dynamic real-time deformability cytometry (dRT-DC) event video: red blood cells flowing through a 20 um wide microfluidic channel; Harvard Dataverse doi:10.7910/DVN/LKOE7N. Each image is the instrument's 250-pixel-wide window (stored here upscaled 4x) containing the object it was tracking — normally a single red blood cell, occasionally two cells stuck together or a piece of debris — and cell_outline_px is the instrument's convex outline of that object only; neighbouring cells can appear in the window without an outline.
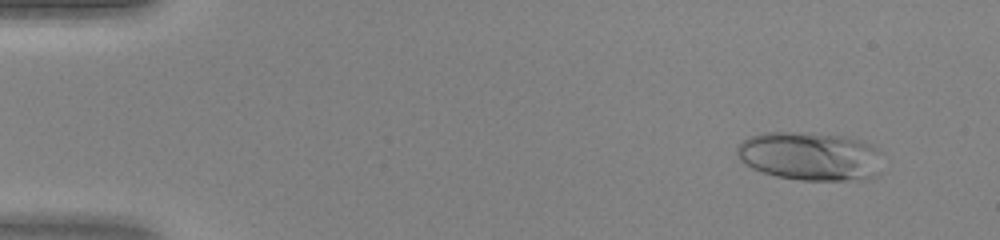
{"species": "human", "species_latin": "Homo sapiens", "temperature_condition": "warm", "stored_images_in_passage": 46, "camera_frame_rate_fps": 3000, "um_per_image_px": 0.085, "donor": {"sex": "female"}, "frame": {"image": 1, "passage_image": 4, "time_ms": 1.0, "image_size_px": [1000, 240], "cell_outline_px": [[880, 172], [876, 176], [860, 180], [800, 180], [776, 176], [752, 168], [744, 164], [740, 160], [736, 152], [736, 148], [748, 136], [764, 132], [812, 132], [848, 136], [872, 144], [880, 152]], "centroid_in_image_um": [68.87, 13.26], "position_along_channel_um": 16.1, "area_um2": 41.85}}
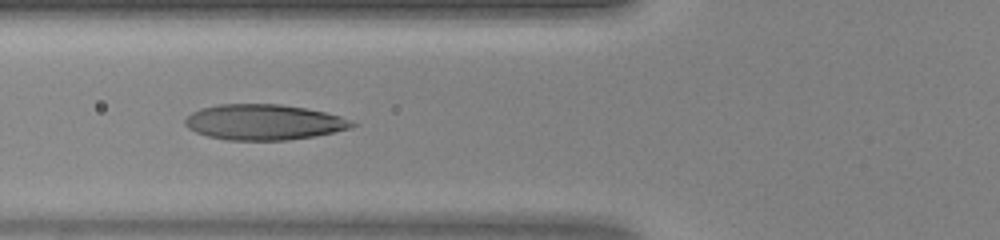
{"frame": {"image": 2, "passage_image": 18, "time_ms": 5.667, "image_size_px": [1000, 240], "cell_outline_px": [[360, 124], [352, 128], [312, 136], [288, 140], [228, 140], [208, 136], [196, 132], [188, 128], [184, 124], [184, 120], [192, 112], [200, 108], [220, 104], [280, 104], [304, 108], [324, 112], [340, 116]], "centroid_in_image_um": [22.42, 10.38], "position_along_channel_um": 103.4, "area_um2": 34.51}}
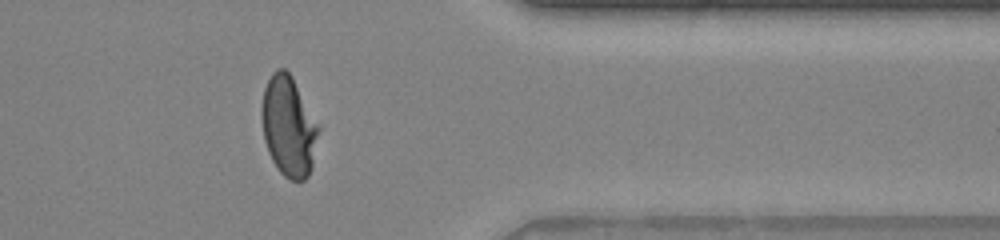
{"frame": {"image": 3, "passage_image": 38, "time_ms": 12.333, "image_size_px": [1000, 240], "cell_outline_px": [[320, 128], [312, 168], [308, 176], [304, 180], [288, 180], [280, 172], [272, 160], [268, 152], [264, 140], [260, 116], [260, 108], [264, 88], [272, 72], [276, 68], [284, 68], [292, 76]], "centroid_in_image_um": [24.51, 10.74], "position_along_channel_um": 386.9, "area_um2": 33.47}}